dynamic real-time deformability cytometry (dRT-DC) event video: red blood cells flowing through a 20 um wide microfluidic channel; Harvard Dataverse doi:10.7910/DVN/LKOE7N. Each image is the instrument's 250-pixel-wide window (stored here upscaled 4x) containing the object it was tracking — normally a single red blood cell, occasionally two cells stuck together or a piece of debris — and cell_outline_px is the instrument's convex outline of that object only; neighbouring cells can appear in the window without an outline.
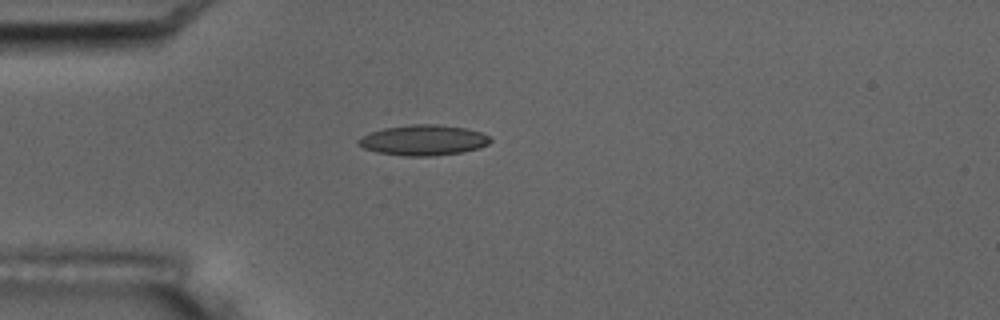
{"species": "common noctule bat (a hibernating species)", "species_latin": "Nyctalus noctula", "temperature_condition": "room temperature", "stored_images_in_passage": 4, "camera_frame_rate_fps": 3000, "um_per_image_px": 0.085, "animal": {"sex": "male", "body_mass_g": 17.5, "forearm_length_mm": 52.3}, "frame": {"image": 1, "passage_image": 4, "time_ms": 3.333, "image_size_px": [1000, 320], "cell_outline_px": [[492, 140], [488, 144], [480, 148], [460, 152], [432, 156], [404, 156], [376, 152], [364, 148], [356, 144], [356, 140], [360, 136], [368, 132], [384, 128], [412, 124], [440, 124], [464, 128], [480, 132], [488, 136]], "centroid_in_image_um": [35.93, 11.91], "position_along_channel_um": 49.1, "area_um2": 23.58}}